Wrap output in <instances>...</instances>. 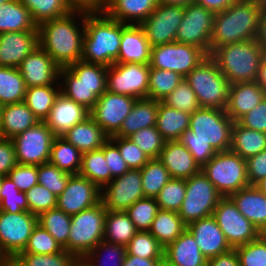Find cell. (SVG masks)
<instances>
[{
	"mask_svg": "<svg viewBox=\"0 0 266 266\" xmlns=\"http://www.w3.org/2000/svg\"><path fill=\"white\" fill-rule=\"evenodd\" d=\"M234 121L225 110L200 107L190 115L189 129L179 141H200L216 152L230 150Z\"/></svg>",
	"mask_w": 266,
	"mask_h": 266,
	"instance_id": "6",
	"label": "cell"
},
{
	"mask_svg": "<svg viewBox=\"0 0 266 266\" xmlns=\"http://www.w3.org/2000/svg\"><path fill=\"white\" fill-rule=\"evenodd\" d=\"M256 40L261 47H266V6L260 15Z\"/></svg>",
	"mask_w": 266,
	"mask_h": 266,
	"instance_id": "70",
	"label": "cell"
},
{
	"mask_svg": "<svg viewBox=\"0 0 266 266\" xmlns=\"http://www.w3.org/2000/svg\"><path fill=\"white\" fill-rule=\"evenodd\" d=\"M26 85L16 67L0 66V104L24 102Z\"/></svg>",
	"mask_w": 266,
	"mask_h": 266,
	"instance_id": "43",
	"label": "cell"
},
{
	"mask_svg": "<svg viewBox=\"0 0 266 266\" xmlns=\"http://www.w3.org/2000/svg\"><path fill=\"white\" fill-rule=\"evenodd\" d=\"M162 102L167 106L192 114L200 108L195 92L185 78Z\"/></svg>",
	"mask_w": 266,
	"mask_h": 266,
	"instance_id": "53",
	"label": "cell"
},
{
	"mask_svg": "<svg viewBox=\"0 0 266 266\" xmlns=\"http://www.w3.org/2000/svg\"><path fill=\"white\" fill-rule=\"evenodd\" d=\"M264 7L259 2L236 0L224 11L216 13L210 54L220 46L256 39L259 19Z\"/></svg>",
	"mask_w": 266,
	"mask_h": 266,
	"instance_id": "3",
	"label": "cell"
},
{
	"mask_svg": "<svg viewBox=\"0 0 266 266\" xmlns=\"http://www.w3.org/2000/svg\"><path fill=\"white\" fill-rule=\"evenodd\" d=\"M240 266H266V237L260 235L256 240L234 248Z\"/></svg>",
	"mask_w": 266,
	"mask_h": 266,
	"instance_id": "56",
	"label": "cell"
},
{
	"mask_svg": "<svg viewBox=\"0 0 266 266\" xmlns=\"http://www.w3.org/2000/svg\"><path fill=\"white\" fill-rule=\"evenodd\" d=\"M128 24L110 18L103 10H85L81 61L107 67L116 63L122 30Z\"/></svg>",
	"mask_w": 266,
	"mask_h": 266,
	"instance_id": "2",
	"label": "cell"
},
{
	"mask_svg": "<svg viewBox=\"0 0 266 266\" xmlns=\"http://www.w3.org/2000/svg\"><path fill=\"white\" fill-rule=\"evenodd\" d=\"M38 183L51 191L57 197L66 188L71 174L60 170L50 162L37 166Z\"/></svg>",
	"mask_w": 266,
	"mask_h": 266,
	"instance_id": "54",
	"label": "cell"
},
{
	"mask_svg": "<svg viewBox=\"0 0 266 266\" xmlns=\"http://www.w3.org/2000/svg\"><path fill=\"white\" fill-rule=\"evenodd\" d=\"M88 116V109L60 93L44 122L56 137H61Z\"/></svg>",
	"mask_w": 266,
	"mask_h": 266,
	"instance_id": "24",
	"label": "cell"
},
{
	"mask_svg": "<svg viewBox=\"0 0 266 266\" xmlns=\"http://www.w3.org/2000/svg\"><path fill=\"white\" fill-rule=\"evenodd\" d=\"M39 120L24 102L2 106L0 118V137L12 139Z\"/></svg>",
	"mask_w": 266,
	"mask_h": 266,
	"instance_id": "31",
	"label": "cell"
},
{
	"mask_svg": "<svg viewBox=\"0 0 266 266\" xmlns=\"http://www.w3.org/2000/svg\"><path fill=\"white\" fill-rule=\"evenodd\" d=\"M158 107L159 101L157 100L148 98L137 99L115 136L128 138L140 129L156 126Z\"/></svg>",
	"mask_w": 266,
	"mask_h": 266,
	"instance_id": "33",
	"label": "cell"
},
{
	"mask_svg": "<svg viewBox=\"0 0 266 266\" xmlns=\"http://www.w3.org/2000/svg\"><path fill=\"white\" fill-rule=\"evenodd\" d=\"M186 194V179L171 178L155 197L159 209L178 212Z\"/></svg>",
	"mask_w": 266,
	"mask_h": 266,
	"instance_id": "50",
	"label": "cell"
},
{
	"mask_svg": "<svg viewBox=\"0 0 266 266\" xmlns=\"http://www.w3.org/2000/svg\"><path fill=\"white\" fill-rule=\"evenodd\" d=\"M28 211L36 216L57 207V196L39 183L25 192Z\"/></svg>",
	"mask_w": 266,
	"mask_h": 266,
	"instance_id": "58",
	"label": "cell"
},
{
	"mask_svg": "<svg viewBox=\"0 0 266 266\" xmlns=\"http://www.w3.org/2000/svg\"><path fill=\"white\" fill-rule=\"evenodd\" d=\"M135 225L125 211H108L105 216L103 240L127 246L137 233Z\"/></svg>",
	"mask_w": 266,
	"mask_h": 266,
	"instance_id": "38",
	"label": "cell"
},
{
	"mask_svg": "<svg viewBox=\"0 0 266 266\" xmlns=\"http://www.w3.org/2000/svg\"><path fill=\"white\" fill-rule=\"evenodd\" d=\"M16 164L17 161L12 140L0 137V176H8Z\"/></svg>",
	"mask_w": 266,
	"mask_h": 266,
	"instance_id": "64",
	"label": "cell"
},
{
	"mask_svg": "<svg viewBox=\"0 0 266 266\" xmlns=\"http://www.w3.org/2000/svg\"><path fill=\"white\" fill-rule=\"evenodd\" d=\"M208 55L200 48L183 43L151 47L150 67L179 73L184 78Z\"/></svg>",
	"mask_w": 266,
	"mask_h": 266,
	"instance_id": "12",
	"label": "cell"
},
{
	"mask_svg": "<svg viewBox=\"0 0 266 266\" xmlns=\"http://www.w3.org/2000/svg\"><path fill=\"white\" fill-rule=\"evenodd\" d=\"M258 85L266 93V64H261L258 71V77L256 79Z\"/></svg>",
	"mask_w": 266,
	"mask_h": 266,
	"instance_id": "72",
	"label": "cell"
},
{
	"mask_svg": "<svg viewBox=\"0 0 266 266\" xmlns=\"http://www.w3.org/2000/svg\"><path fill=\"white\" fill-rule=\"evenodd\" d=\"M101 149L104 151V157L113 178L122 176L125 172L130 170L120 155L118 147L110 139Z\"/></svg>",
	"mask_w": 266,
	"mask_h": 266,
	"instance_id": "61",
	"label": "cell"
},
{
	"mask_svg": "<svg viewBox=\"0 0 266 266\" xmlns=\"http://www.w3.org/2000/svg\"><path fill=\"white\" fill-rule=\"evenodd\" d=\"M158 259L141 258L134 255H125L122 266H155Z\"/></svg>",
	"mask_w": 266,
	"mask_h": 266,
	"instance_id": "69",
	"label": "cell"
},
{
	"mask_svg": "<svg viewBox=\"0 0 266 266\" xmlns=\"http://www.w3.org/2000/svg\"><path fill=\"white\" fill-rule=\"evenodd\" d=\"M236 0H195V3L202 5L207 10L219 13L227 9Z\"/></svg>",
	"mask_w": 266,
	"mask_h": 266,
	"instance_id": "68",
	"label": "cell"
},
{
	"mask_svg": "<svg viewBox=\"0 0 266 266\" xmlns=\"http://www.w3.org/2000/svg\"><path fill=\"white\" fill-rule=\"evenodd\" d=\"M255 186L261 193L266 195V177L258 181Z\"/></svg>",
	"mask_w": 266,
	"mask_h": 266,
	"instance_id": "75",
	"label": "cell"
},
{
	"mask_svg": "<svg viewBox=\"0 0 266 266\" xmlns=\"http://www.w3.org/2000/svg\"><path fill=\"white\" fill-rule=\"evenodd\" d=\"M140 171L143 193L148 198H155L172 178L159 159H150Z\"/></svg>",
	"mask_w": 266,
	"mask_h": 266,
	"instance_id": "46",
	"label": "cell"
},
{
	"mask_svg": "<svg viewBox=\"0 0 266 266\" xmlns=\"http://www.w3.org/2000/svg\"><path fill=\"white\" fill-rule=\"evenodd\" d=\"M187 229L207 260L232 249L213 216L193 221Z\"/></svg>",
	"mask_w": 266,
	"mask_h": 266,
	"instance_id": "23",
	"label": "cell"
},
{
	"mask_svg": "<svg viewBox=\"0 0 266 266\" xmlns=\"http://www.w3.org/2000/svg\"><path fill=\"white\" fill-rule=\"evenodd\" d=\"M159 3L164 5L186 7L189 4L195 3V0H159Z\"/></svg>",
	"mask_w": 266,
	"mask_h": 266,
	"instance_id": "73",
	"label": "cell"
},
{
	"mask_svg": "<svg viewBox=\"0 0 266 266\" xmlns=\"http://www.w3.org/2000/svg\"><path fill=\"white\" fill-rule=\"evenodd\" d=\"M210 56L230 84L256 81L262 63L261 46L256 39L217 47Z\"/></svg>",
	"mask_w": 266,
	"mask_h": 266,
	"instance_id": "5",
	"label": "cell"
},
{
	"mask_svg": "<svg viewBox=\"0 0 266 266\" xmlns=\"http://www.w3.org/2000/svg\"><path fill=\"white\" fill-rule=\"evenodd\" d=\"M61 137L81 153L101 149L110 138L90 115L82 122L75 124Z\"/></svg>",
	"mask_w": 266,
	"mask_h": 266,
	"instance_id": "30",
	"label": "cell"
},
{
	"mask_svg": "<svg viewBox=\"0 0 266 266\" xmlns=\"http://www.w3.org/2000/svg\"><path fill=\"white\" fill-rule=\"evenodd\" d=\"M165 248L149 231H138L126 246V255L141 258L160 259Z\"/></svg>",
	"mask_w": 266,
	"mask_h": 266,
	"instance_id": "48",
	"label": "cell"
},
{
	"mask_svg": "<svg viewBox=\"0 0 266 266\" xmlns=\"http://www.w3.org/2000/svg\"><path fill=\"white\" fill-rule=\"evenodd\" d=\"M155 266H176L174 263H172L169 259H167L165 256L157 260V263Z\"/></svg>",
	"mask_w": 266,
	"mask_h": 266,
	"instance_id": "74",
	"label": "cell"
},
{
	"mask_svg": "<svg viewBox=\"0 0 266 266\" xmlns=\"http://www.w3.org/2000/svg\"><path fill=\"white\" fill-rule=\"evenodd\" d=\"M78 174L89 179L100 189L113 179L102 149L82 153L81 167Z\"/></svg>",
	"mask_w": 266,
	"mask_h": 266,
	"instance_id": "41",
	"label": "cell"
},
{
	"mask_svg": "<svg viewBox=\"0 0 266 266\" xmlns=\"http://www.w3.org/2000/svg\"><path fill=\"white\" fill-rule=\"evenodd\" d=\"M164 256L176 266H204L208 261L188 229L165 248Z\"/></svg>",
	"mask_w": 266,
	"mask_h": 266,
	"instance_id": "32",
	"label": "cell"
},
{
	"mask_svg": "<svg viewBox=\"0 0 266 266\" xmlns=\"http://www.w3.org/2000/svg\"><path fill=\"white\" fill-rule=\"evenodd\" d=\"M201 171L223 197L249 186L246 160L231 150L217 152Z\"/></svg>",
	"mask_w": 266,
	"mask_h": 266,
	"instance_id": "9",
	"label": "cell"
},
{
	"mask_svg": "<svg viewBox=\"0 0 266 266\" xmlns=\"http://www.w3.org/2000/svg\"><path fill=\"white\" fill-rule=\"evenodd\" d=\"M142 198L145 196L139 169H130L101 189V202L108 211H126Z\"/></svg>",
	"mask_w": 266,
	"mask_h": 266,
	"instance_id": "17",
	"label": "cell"
},
{
	"mask_svg": "<svg viewBox=\"0 0 266 266\" xmlns=\"http://www.w3.org/2000/svg\"><path fill=\"white\" fill-rule=\"evenodd\" d=\"M185 80L195 92L200 107L226 109L230 82L210 55L191 70Z\"/></svg>",
	"mask_w": 266,
	"mask_h": 266,
	"instance_id": "7",
	"label": "cell"
},
{
	"mask_svg": "<svg viewBox=\"0 0 266 266\" xmlns=\"http://www.w3.org/2000/svg\"><path fill=\"white\" fill-rule=\"evenodd\" d=\"M262 236L266 237V227L260 232Z\"/></svg>",
	"mask_w": 266,
	"mask_h": 266,
	"instance_id": "79",
	"label": "cell"
},
{
	"mask_svg": "<svg viewBox=\"0 0 266 266\" xmlns=\"http://www.w3.org/2000/svg\"><path fill=\"white\" fill-rule=\"evenodd\" d=\"M249 1H252V2H259V3H261L262 5L266 6V0H249Z\"/></svg>",
	"mask_w": 266,
	"mask_h": 266,
	"instance_id": "77",
	"label": "cell"
},
{
	"mask_svg": "<svg viewBox=\"0 0 266 266\" xmlns=\"http://www.w3.org/2000/svg\"><path fill=\"white\" fill-rule=\"evenodd\" d=\"M150 158L158 159L166 140L156 126L143 128L128 137Z\"/></svg>",
	"mask_w": 266,
	"mask_h": 266,
	"instance_id": "52",
	"label": "cell"
},
{
	"mask_svg": "<svg viewBox=\"0 0 266 266\" xmlns=\"http://www.w3.org/2000/svg\"><path fill=\"white\" fill-rule=\"evenodd\" d=\"M82 153L63 137H55L51 146L49 162L69 174H78Z\"/></svg>",
	"mask_w": 266,
	"mask_h": 266,
	"instance_id": "42",
	"label": "cell"
},
{
	"mask_svg": "<svg viewBox=\"0 0 266 266\" xmlns=\"http://www.w3.org/2000/svg\"><path fill=\"white\" fill-rule=\"evenodd\" d=\"M236 122L246 128L266 133V97Z\"/></svg>",
	"mask_w": 266,
	"mask_h": 266,
	"instance_id": "62",
	"label": "cell"
},
{
	"mask_svg": "<svg viewBox=\"0 0 266 266\" xmlns=\"http://www.w3.org/2000/svg\"><path fill=\"white\" fill-rule=\"evenodd\" d=\"M19 31H38V27L25 5L9 0L0 5V34Z\"/></svg>",
	"mask_w": 266,
	"mask_h": 266,
	"instance_id": "34",
	"label": "cell"
},
{
	"mask_svg": "<svg viewBox=\"0 0 266 266\" xmlns=\"http://www.w3.org/2000/svg\"><path fill=\"white\" fill-rule=\"evenodd\" d=\"M9 0H0V5H2L3 3L7 2Z\"/></svg>",
	"mask_w": 266,
	"mask_h": 266,
	"instance_id": "80",
	"label": "cell"
},
{
	"mask_svg": "<svg viewBox=\"0 0 266 266\" xmlns=\"http://www.w3.org/2000/svg\"><path fill=\"white\" fill-rule=\"evenodd\" d=\"M230 150L248 159L266 150V133L246 128L234 122Z\"/></svg>",
	"mask_w": 266,
	"mask_h": 266,
	"instance_id": "37",
	"label": "cell"
},
{
	"mask_svg": "<svg viewBox=\"0 0 266 266\" xmlns=\"http://www.w3.org/2000/svg\"><path fill=\"white\" fill-rule=\"evenodd\" d=\"M63 250L58 242L39 224H37L21 253L56 254Z\"/></svg>",
	"mask_w": 266,
	"mask_h": 266,
	"instance_id": "55",
	"label": "cell"
},
{
	"mask_svg": "<svg viewBox=\"0 0 266 266\" xmlns=\"http://www.w3.org/2000/svg\"><path fill=\"white\" fill-rule=\"evenodd\" d=\"M101 202V189L86 177L72 174L57 197V208L68 215L80 213Z\"/></svg>",
	"mask_w": 266,
	"mask_h": 266,
	"instance_id": "20",
	"label": "cell"
},
{
	"mask_svg": "<svg viewBox=\"0 0 266 266\" xmlns=\"http://www.w3.org/2000/svg\"><path fill=\"white\" fill-rule=\"evenodd\" d=\"M117 147L120 155L130 169H141L150 158L129 138L112 136L109 138Z\"/></svg>",
	"mask_w": 266,
	"mask_h": 266,
	"instance_id": "59",
	"label": "cell"
},
{
	"mask_svg": "<svg viewBox=\"0 0 266 266\" xmlns=\"http://www.w3.org/2000/svg\"><path fill=\"white\" fill-rule=\"evenodd\" d=\"M8 176L15 183L21 192L28 191L31 187L38 183L37 166L16 164L9 172Z\"/></svg>",
	"mask_w": 266,
	"mask_h": 266,
	"instance_id": "60",
	"label": "cell"
},
{
	"mask_svg": "<svg viewBox=\"0 0 266 266\" xmlns=\"http://www.w3.org/2000/svg\"><path fill=\"white\" fill-rule=\"evenodd\" d=\"M249 185H255L266 177V150L246 159Z\"/></svg>",
	"mask_w": 266,
	"mask_h": 266,
	"instance_id": "63",
	"label": "cell"
},
{
	"mask_svg": "<svg viewBox=\"0 0 266 266\" xmlns=\"http://www.w3.org/2000/svg\"><path fill=\"white\" fill-rule=\"evenodd\" d=\"M107 70L105 65L84 61L61 67V93L90 111L97 103L98 97L106 91Z\"/></svg>",
	"mask_w": 266,
	"mask_h": 266,
	"instance_id": "4",
	"label": "cell"
},
{
	"mask_svg": "<svg viewBox=\"0 0 266 266\" xmlns=\"http://www.w3.org/2000/svg\"><path fill=\"white\" fill-rule=\"evenodd\" d=\"M60 93V85L30 87L26 89L24 103L39 121H45Z\"/></svg>",
	"mask_w": 266,
	"mask_h": 266,
	"instance_id": "39",
	"label": "cell"
},
{
	"mask_svg": "<svg viewBox=\"0 0 266 266\" xmlns=\"http://www.w3.org/2000/svg\"><path fill=\"white\" fill-rule=\"evenodd\" d=\"M17 68L27 88L60 85V67L40 46L27 55Z\"/></svg>",
	"mask_w": 266,
	"mask_h": 266,
	"instance_id": "21",
	"label": "cell"
},
{
	"mask_svg": "<svg viewBox=\"0 0 266 266\" xmlns=\"http://www.w3.org/2000/svg\"><path fill=\"white\" fill-rule=\"evenodd\" d=\"M208 266H240L235 249L208 259Z\"/></svg>",
	"mask_w": 266,
	"mask_h": 266,
	"instance_id": "66",
	"label": "cell"
},
{
	"mask_svg": "<svg viewBox=\"0 0 266 266\" xmlns=\"http://www.w3.org/2000/svg\"><path fill=\"white\" fill-rule=\"evenodd\" d=\"M261 53H262V63L266 64V47H261Z\"/></svg>",
	"mask_w": 266,
	"mask_h": 266,
	"instance_id": "76",
	"label": "cell"
},
{
	"mask_svg": "<svg viewBox=\"0 0 266 266\" xmlns=\"http://www.w3.org/2000/svg\"><path fill=\"white\" fill-rule=\"evenodd\" d=\"M232 249L256 240L261 233L237 209L229 197H223L213 215Z\"/></svg>",
	"mask_w": 266,
	"mask_h": 266,
	"instance_id": "16",
	"label": "cell"
},
{
	"mask_svg": "<svg viewBox=\"0 0 266 266\" xmlns=\"http://www.w3.org/2000/svg\"><path fill=\"white\" fill-rule=\"evenodd\" d=\"M149 64L115 63L108 67L106 90L114 94L147 98Z\"/></svg>",
	"mask_w": 266,
	"mask_h": 266,
	"instance_id": "14",
	"label": "cell"
},
{
	"mask_svg": "<svg viewBox=\"0 0 266 266\" xmlns=\"http://www.w3.org/2000/svg\"><path fill=\"white\" fill-rule=\"evenodd\" d=\"M38 46V31L1 33L0 66L17 68L23 59Z\"/></svg>",
	"mask_w": 266,
	"mask_h": 266,
	"instance_id": "22",
	"label": "cell"
},
{
	"mask_svg": "<svg viewBox=\"0 0 266 266\" xmlns=\"http://www.w3.org/2000/svg\"><path fill=\"white\" fill-rule=\"evenodd\" d=\"M75 9H85L89 11L103 10L108 0H68Z\"/></svg>",
	"mask_w": 266,
	"mask_h": 266,
	"instance_id": "67",
	"label": "cell"
},
{
	"mask_svg": "<svg viewBox=\"0 0 266 266\" xmlns=\"http://www.w3.org/2000/svg\"><path fill=\"white\" fill-rule=\"evenodd\" d=\"M27 7L37 27L46 21L68 15L75 8L68 0H18Z\"/></svg>",
	"mask_w": 266,
	"mask_h": 266,
	"instance_id": "40",
	"label": "cell"
},
{
	"mask_svg": "<svg viewBox=\"0 0 266 266\" xmlns=\"http://www.w3.org/2000/svg\"><path fill=\"white\" fill-rule=\"evenodd\" d=\"M0 210L9 213L28 211L25 192H21L9 176H4L2 179Z\"/></svg>",
	"mask_w": 266,
	"mask_h": 266,
	"instance_id": "51",
	"label": "cell"
},
{
	"mask_svg": "<svg viewBox=\"0 0 266 266\" xmlns=\"http://www.w3.org/2000/svg\"><path fill=\"white\" fill-rule=\"evenodd\" d=\"M151 46L140 25L128 24L122 30L116 63L149 64Z\"/></svg>",
	"mask_w": 266,
	"mask_h": 266,
	"instance_id": "27",
	"label": "cell"
},
{
	"mask_svg": "<svg viewBox=\"0 0 266 266\" xmlns=\"http://www.w3.org/2000/svg\"><path fill=\"white\" fill-rule=\"evenodd\" d=\"M187 225L183 222L178 212L159 209L149 232L166 248L175 241L185 230Z\"/></svg>",
	"mask_w": 266,
	"mask_h": 266,
	"instance_id": "36",
	"label": "cell"
},
{
	"mask_svg": "<svg viewBox=\"0 0 266 266\" xmlns=\"http://www.w3.org/2000/svg\"><path fill=\"white\" fill-rule=\"evenodd\" d=\"M41 225L64 248L68 244L71 216L56 208L41 213L38 216Z\"/></svg>",
	"mask_w": 266,
	"mask_h": 266,
	"instance_id": "44",
	"label": "cell"
},
{
	"mask_svg": "<svg viewBox=\"0 0 266 266\" xmlns=\"http://www.w3.org/2000/svg\"><path fill=\"white\" fill-rule=\"evenodd\" d=\"M158 159L172 178L188 179L201 171L190 151L179 140L166 141Z\"/></svg>",
	"mask_w": 266,
	"mask_h": 266,
	"instance_id": "25",
	"label": "cell"
},
{
	"mask_svg": "<svg viewBox=\"0 0 266 266\" xmlns=\"http://www.w3.org/2000/svg\"><path fill=\"white\" fill-rule=\"evenodd\" d=\"M159 211L155 198H142L137 200L125 212L135 225L137 231H149L151 224Z\"/></svg>",
	"mask_w": 266,
	"mask_h": 266,
	"instance_id": "49",
	"label": "cell"
},
{
	"mask_svg": "<svg viewBox=\"0 0 266 266\" xmlns=\"http://www.w3.org/2000/svg\"><path fill=\"white\" fill-rule=\"evenodd\" d=\"M37 224L38 216L29 211L9 213L0 210V257L21 253Z\"/></svg>",
	"mask_w": 266,
	"mask_h": 266,
	"instance_id": "15",
	"label": "cell"
},
{
	"mask_svg": "<svg viewBox=\"0 0 266 266\" xmlns=\"http://www.w3.org/2000/svg\"><path fill=\"white\" fill-rule=\"evenodd\" d=\"M265 97L266 93L256 81L230 84L225 112L236 122L260 104Z\"/></svg>",
	"mask_w": 266,
	"mask_h": 266,
	"instance_id": "26",
	"label": "cell"
},
{
	"mask_svg": "<svg viewBox=\"0 0 266 266\" xmlns=\"http://www.w3.org/2000/svg\"><path fill=\"white\" fill-rule=\"evenodd\" d=\"M229 198L238 211L261 232L266 227V195L255 185H249L233 193Z\"/></svg>",
	"mask_w": 266,
	"mask_h": 266,
	"instance_id": "28",
	"label": "cell"
},
{
	"mask_svg": "<svg viewBox=\"0 0 266 266\" xmlns=\"http://www.w3.org/2000/svg\"><path fill=\"white\" fill-rule=\"evenodd\" d=\"M56 136L44 121L16 135L11 140L14 144L18 164L39 166L49 162L51 146Z\"/></svg>",
	"mask_w": 266,
	"mask_h": 266,
	"instance_id": "11",
	"label": "cell"
},
{
	"mask_svg": "<svg viewBox=\"0 0 266 266\" xmlns=\"http://www.w3.org/2000/svg\"><path fill=\"white\" fill-rule=\"evenodd\" d=\"M183 14L184 7L159 3L148 18L140 24L150 46L174 43Z\"/></svg>",
	"mask_w": 266,
	"mask_h": 266,
	"instance_id": "19",
	"label": "cell"
},
{
	"mask_svg": "<svg viewBox=\"0 0 266 266\" xmlns=\"http://www.w3.org/2000/svg\"><path fill=\"white\" fill-rule=\"evenodd\" d=\"M17 257L25 266H75L80 260L64 249L59 253L48 255L19 253Z\"/></svg>",
	"mask_w": 266,
	"mask_h": 266,
	"instance_id": "57",
	"label": "cell"
},
{
	"mask_svg": "<svg viewBox=\"0 0 266 266\" xmlns=\"http://www.w3.org/2000/svg\"><path fill=\"white\" fill-rule=\"evenodd\" d=\"M158 4L159 0H108L103 11L122 23L140 25Z\"/></svg>",
	"mask_w": 266,
	"mask_h": 266,
	"instance_id": "29",
	"label": "cell"
},
{
	"mask_svg": "<svg viewBox=\"0 0 266 266\" xmlns=\"http://www.w3.org/2000/svg\"><path fill=\"white\" fill-rule=\"evenodd\" d=\"M107 210L102 202L71 215L68 244L63 248L80 260L94 249L104 237Z\"/></svg>",
	"mask_w": 266,
	"mask_h": 266,
	"instance_id": "8",
	"label": "cell"
},
{
	"mask_svg": "<svg viewBox=\"0 0 266 266\" xmlns=\"http://www.w3.org/2000/svg\"><path fill=\"white\" fill-rule=\"evenodd\" d=\"M222 198L216 187L200 171L186 179V194L178 214L189 225L193 221L212 216Z\"/></svg>",
	"mask_w": 266,
	"mask_h": 266,
	"instance_id": "10",
	"label": "cell"
},
{
	"mask_svg": "<svg viewBox=\"0 0 266 266\" xmlns=\"http://www.w3.org/2000/svg\"><path fill=\"white\" fill-rule=\"evenodd\" d=\"M214 17V12L197 3L184 7L175 42L196 46L210 55Z\"/></svg>",
	"mask_w": 266,
	"mask_h": 266,
	"instance_id": "13",
	"label": "cell"
},
{
	"mask_svg": "<svg viewBox=\"0 0 266 266\" xmlns=\"http://www.w3.org/2000/svg\"><path fill=\"white\" fill-rule=\"evenodd\" d=\"M190 115L159 101L156 128L166 141L180 140L183 132L189 129Z\"/></svg>",
	"mask_w": 266,
	"mask_h": 266,
	"instance_id": "35",
	"label": "cell"
},
{
	"mask_svg": "<svg viewBox=\"0 0 266 266\" xmlns=\"http://www.w3.org/2000/svg\"><path fill=\"white\" fill-rule=\"evenodd\" d=\"M102 255L103 257L105 256V260H103L104 258L102 257ZM125 255L126 246L102 240L81 260L87 266H122ZM101 259L103 260L102 262Z\"/></svg>",
	"mask_w": 266,
	"mask_h": 266,
	"instance_id": "47",
	"label": "cell"
},
{
	"mask_svg": "<svg viewBox=\"0 0 266 266\" xmlns=\"http://www.w3.org/2000/svg\"><path fill=\"white\" fill-rule=\"evenodd\" d=\"M75 266H87L82 260H79Z\"/></svg>",
	"mask_w": 266,
	"mask_h": 266,
	"instance_id": "78",
	"label": "cell"
},
{
	"mask_svg": "<svg viewBox=\"0 0 266 266\" xmlns=\"http://www.w3.org/2000/svg\"><path fill=\"white\" fill-rule=\"evenodd\" d=\"M0 266H25L17 256L0 257Z\"/></svg>",
	"mask_w": 266,
	"mask_h": 266,
	"instance_id": "71",
	"label": "cell"
},
{
	"mask_svg": "<svg viewBox=\"0 0 266 266\" xmlns=\"http://www.w3.org/2000/svg\"><path fill=\"white\" fill-rule=\"evenodd\" d=\"M183 78L177 72L150 67L147 98L162 101L179 85Z\"/></svg>",
	"mask_w": 266,
	"mask_h": 266,
	"instance_id": "45",
	"label": "cell"
},
{
	"mask_svg": "<svg viewBox=\"0 0 266 266\" xmlns=\"http://www.w3.org/2000/svg\"><path fill=\"white\" fill-rule=\"evenodd\" d=\"M136 100L132 96L114 94L106 90L98 97L89 115L109 137H112L119 132Z\"/></svg>",
	"mask_w": 266,
	"mask_h": 266,
	"instance_id": "18",
	"label": "cell"
},
{
	"mask_svg": "<svg viewBox=\"0 0 266 266\" xmlns=\"http://www.w3.org/2000/svg\"><path fill=\"white\" fill-rule=\"evenodd\" d=\"M190 151L196 162L202 168L217 152L213 147L200 141H180Z\"/></svg>",
	"mask_w": 266,
	"mask_h": 266,
	"instance_id": "65",
	"label": "cell"
},
{
	"mask_svg": "<svg viewBox=\"0 0 266 266\" xmlns=\"http://www.w3.org/2000/svg\"><path fill=\"white\" fill-rule=\"evenodd\" d=\"M76 18L81 20L79 24ZM84 23L85 9H74L64 17L43 22L38 26L39 46L60 68L81 61Z\"/></svg>",
	"mask_w": 266,
	"mask_h": 266,
	"instance_id": "1",
	"label": "cell"
}]
</instances>
